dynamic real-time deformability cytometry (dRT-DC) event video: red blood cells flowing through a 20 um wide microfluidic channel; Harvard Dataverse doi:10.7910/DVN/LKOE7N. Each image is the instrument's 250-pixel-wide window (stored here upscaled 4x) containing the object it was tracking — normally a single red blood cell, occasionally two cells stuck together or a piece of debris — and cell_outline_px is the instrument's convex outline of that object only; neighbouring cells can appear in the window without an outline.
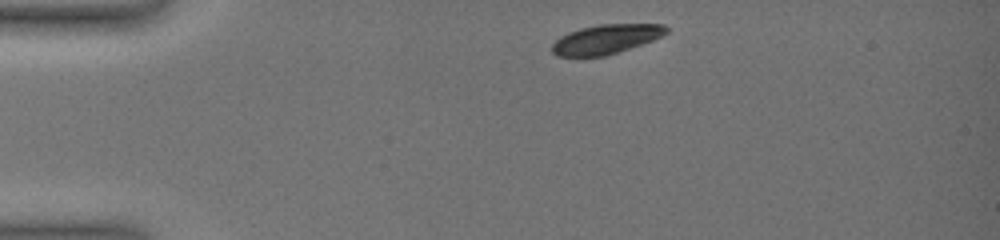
{"species": "common noctule bat (a hibernating species)", "species_latin": "Nyctalus noctula", "temperature_condition": "warm", "stored_images_in_passage": 5, "camera_frame_rate_fps": 3000, "um_per_image_px": 0.085, "animal": {"sex": "female", "body_mass_g": 19.0, "forearm_length_mm": 51.5}, "frame": {"image": 1, "passage_image": 1, "time_ms": 0.0, "image_size_px": [1000, 240], "cell_outline_px": [[668, 32], [652, 40], [604, 56], [556, 56], [552, 52], [552, 44], [560, 36], [568, 32], [580, 28], [600, 24], [664, 24], [668, 28]], "centroid_in_image_um": [51.47, 3.32], "position_along_channel_um": 33.5, "area_um2": 19.31}}
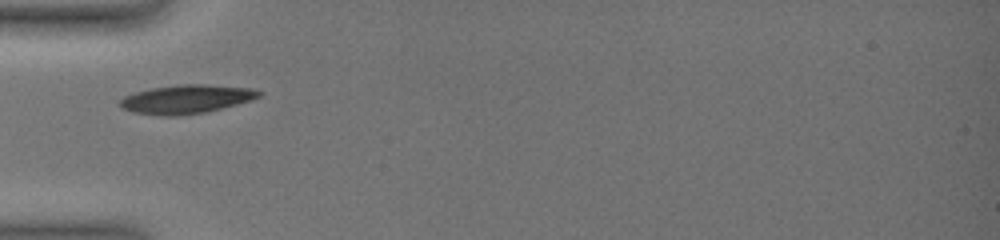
{"frame": {"image": 2, "passage_image": 4, "time_ms": 2.333, "image_size_px": [1000, 240], "cell_outline_px": [[260, 96], [252, 100], [204, 112], [176, 116], [160, 116], [132, 112], [120, 108], [120, 100], [124, 96], [136, 92], [152, 88], [180, 84], [208, 84], [252, 88], [260, 92]], "centroid_in_image_um": [15.8, 8.43], "position_along_channel_um": 69.2, "area_um2": 23.18}}